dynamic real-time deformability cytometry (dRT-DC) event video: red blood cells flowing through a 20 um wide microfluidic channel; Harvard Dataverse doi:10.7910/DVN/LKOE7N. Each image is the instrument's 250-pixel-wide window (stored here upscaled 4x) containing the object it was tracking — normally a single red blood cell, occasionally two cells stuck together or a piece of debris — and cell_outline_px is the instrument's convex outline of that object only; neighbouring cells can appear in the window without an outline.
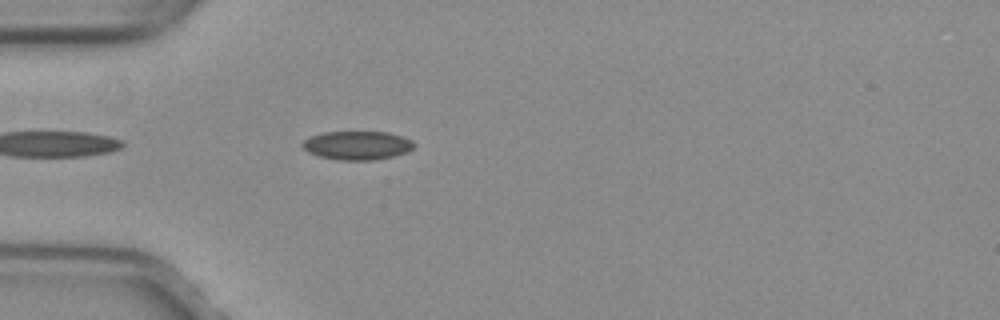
{"species": "common noctule bat (a hibernating species)", "species_latin": "Nyctalus noctula", "temperature_condition": "warm", "stored_images_in_passage": 39, "camera_frame_rate_fps": 3000, "um_per_image_px": 0.085, "animal": {"sex": "female", "body_mass_g": 29.2, "forearm_length_mm": 56.3}, "frame": {"image": 1, "passage_image": 3, "time_ms": 0.667, "image_size_px": [1000, 320], "cell_outline_px": [[416, 144], [412, 148], [404, 152], [392, 156], [372, 160], [336, 160], [320, 156], [308, 152], [304, 148], [304, 140], [312, 136], [324, 132], [388, 132], [412, 140]], "centroid_in_image_um": [30.37, 12.35], "position_along_channel_um": 54.6, "area_um2": 18.32}}
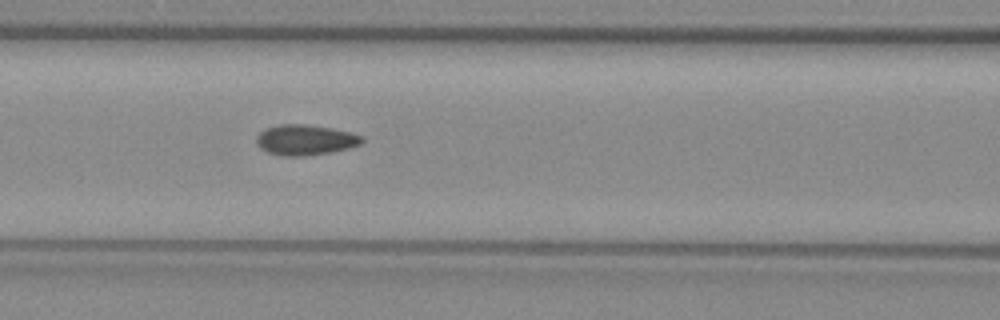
{"frame": {"image": 2, "passage_image": 10, "time_ms": 3.0, "image_size_px": [1000, 320], "cell_outline_px": [[364, 140], [360, 144], [348, 148], [332, 152], [304, 156], [284, 156], [268, 152], [260, 148], [256, 144], [256, 136], [264, 128], [280, 124], [304, 124], [332, 128], [364, 136]], "centroid_in_image_um": [25.92, 11.89], "position_along_channel_um": 140.7, "area_um2": 18.79}}
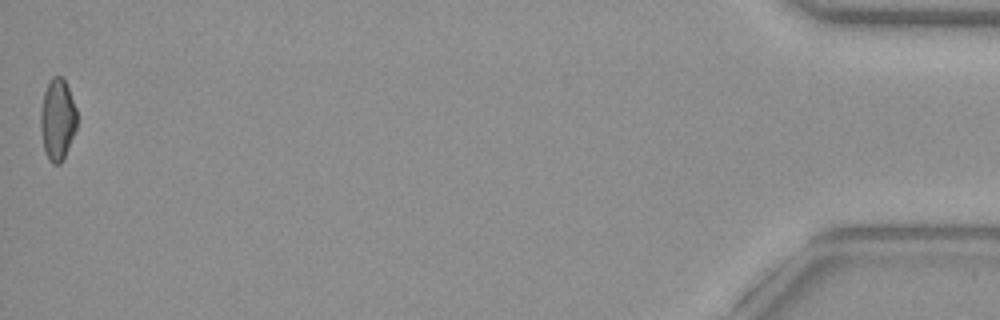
{"frame": {"image": 3, "passage_image": 39, "time_ms": 12.667, "image_size_px": [1000, 320], "cell_outline_px": [[76, 128], [64, 160], [60, 164], [52, 164], [48, 160], [44, 152], [40, 132], [40, 112], [44, 92], [52, 76], [64, 76], [76, 108]], "centroid_in_image_um": [4.87, 10.19], "position_along_channel_um": 430.3, "area_um2": 17.57}, "authors_computed_cell_mechanics": {"area_um2": 18.0914, "velocity_mm_per_s": 4.0202, "shape_relaxation_time_tau1_ms": null, "shape_relaxation_time_tau2_ms": 1.7964, "deformation_change_tau1": null, "deformation_change_tau2": 0.0625}}